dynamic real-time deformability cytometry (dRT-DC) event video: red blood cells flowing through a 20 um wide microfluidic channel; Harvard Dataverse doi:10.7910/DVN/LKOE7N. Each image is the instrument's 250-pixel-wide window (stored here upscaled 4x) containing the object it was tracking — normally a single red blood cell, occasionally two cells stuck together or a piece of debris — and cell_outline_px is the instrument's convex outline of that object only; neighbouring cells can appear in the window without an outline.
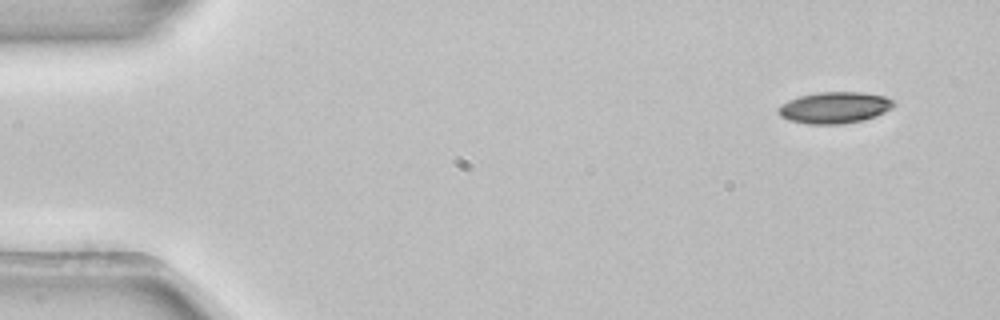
{"species": "common noctule bat (a hibernating species)", "species_latin": "Nyctalus noctula", "temperature_condition": "room temperature", "stored_images_in_passage": 5, "segment_of_instrument_passage": [1, 2], "camera_frame_rate_fps": 3000, "um_per_image_px": 0.085, "animal": {"sex": "female", "body_mass_g": 22.7, "forearm_length_mm": 54.2}, "frame": {"image": 1, "passage_image": 1, "time_ms": 0.0, "image_size_px": [1000, 320], "cell_outline_px": [[896, 104], [892, 108], [876, 116], [864, 120], [840, 124], [808, 124], [788, 120], [780, 116], [776, 112], [776, 108], [780, 104], [788, 100], [800, 96], [820, 92], [864, 92], [884, 96], [892, 100]], "centroid_in_image_um": [70.91, 9.15], "position_along_channel_um": 14.1, "area_um2": 21.33}}
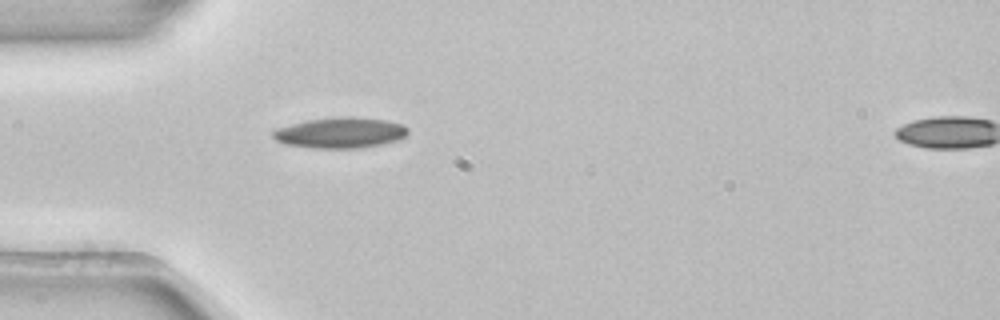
{"frame": {"image": 2, "passage_image": 4, "time_ms": 1.0, "image_size_px": [1000, 320], "cell_outline_px": [[408, 132], [400, 140], [360, 148], [312, 148], [284, 144], [276, 140], [272, 136], [272, 132], [276, 128], [308, 120], [340, 116], [352, 116], [388, 120], [404, 124], [408, 128]], "centroid_in_image_um": [28.95, 11.28], "position_along_channel_um": 56.1, "area_um2": 24.33}}